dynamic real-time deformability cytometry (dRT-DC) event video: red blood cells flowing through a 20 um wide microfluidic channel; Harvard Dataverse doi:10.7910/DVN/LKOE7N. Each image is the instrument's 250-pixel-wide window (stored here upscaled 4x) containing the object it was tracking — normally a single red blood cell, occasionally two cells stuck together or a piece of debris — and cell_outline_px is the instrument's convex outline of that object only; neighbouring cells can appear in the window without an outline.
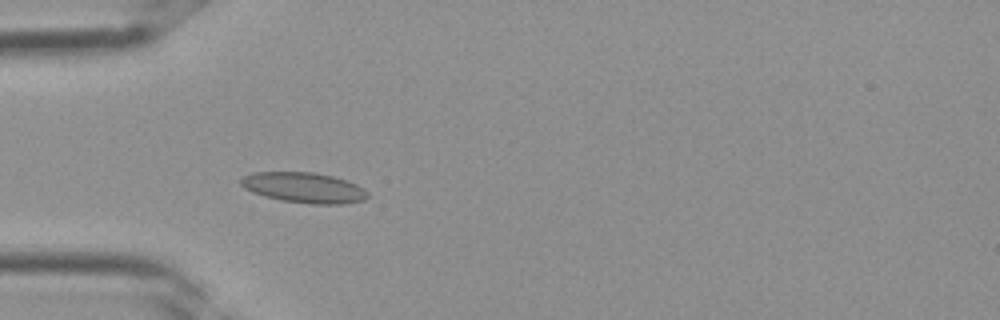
{"species": "Egyptian fruit bat (a non-hibernating species)", "species_latin": "Rousettus aegyptiacus", "temperature_condition": "room temperature", "stored_images_in_passage": 26, "camera_frame_rate_fps": 3000, "um_per_image_px": 0.085, "frame": {"image": 1, "passage_image": 1, "time_ms": 0.0, "image_size_px": [1000, 320], "cell_outline_px": [[368, 196], [364, 200], [344, 204], [312, 204], [280, 200], [264, 196], [252, 192], [244, 188], [240, 184], [240, 180], [244, 176], [252, 172], [312, 172], [332, 176], [356, 184], [364, 188], [368, 192]], "centroid_in_image_um": [25.82, 15.95], "position_along_channel_um": 59.2, "area_um2": 22.48}}
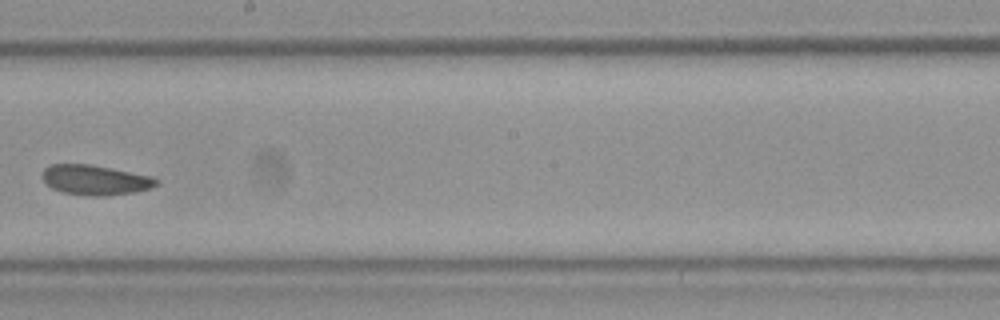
{"frame": {"image": 2, "passage_image": 11, "time_ms": 3.333, "image_size_px": [1000, 320], "cell_outline_px": [[160, 184], [148, 188], [132, 192], [104, 196], [92, 196], [64, 192], [52, 188], [40, 176], [44, 168], [52, 164], [92, 164], [152, 176], [160, 180]], "centroid_in_image_um": [8.1, 15.28], "position_along_channel_um": 240.1, "area_um2": 19.88}}
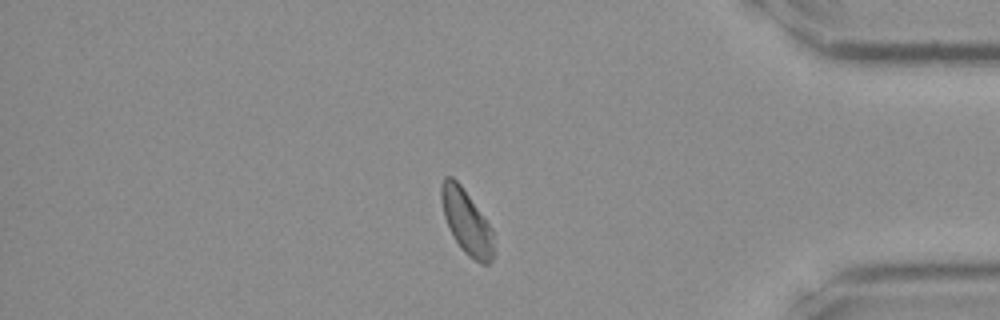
{"frame": {"image": 3, "passage_image": 21, "time_ms": 6.667, "image_size_px": [1000, 320], "cell_outline_px": [[492, 260], [488, 264], [480, 264], [468, 256], [464, 252], [456, 240], [444, 216], [440, 200], [440, 184], [444, 176], [452, 176], [460, 184], [492, 228]], "centroid_in_image_um": [39.62, 18.82], "position_along_channel_um": 395.6, "area_um2": 19.31}}